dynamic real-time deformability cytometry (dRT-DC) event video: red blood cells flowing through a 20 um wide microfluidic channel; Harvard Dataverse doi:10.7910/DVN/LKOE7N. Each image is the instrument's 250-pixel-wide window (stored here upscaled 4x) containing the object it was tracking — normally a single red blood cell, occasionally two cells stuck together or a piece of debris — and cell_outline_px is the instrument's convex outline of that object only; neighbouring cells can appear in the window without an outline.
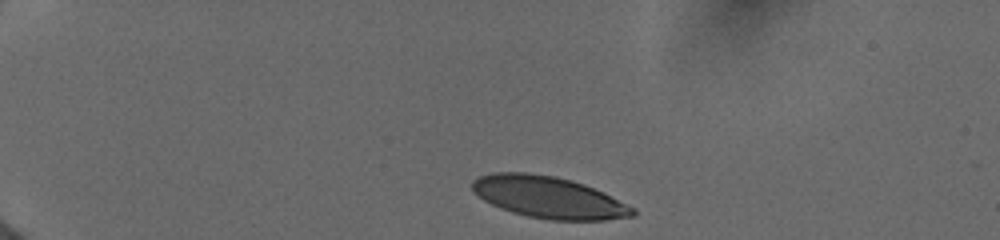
{"species": "human", "species_latin": "Homo sapiens", "temperature_condition": "cold", "stored_images_in_passage": 5, "camera_frame_rate_fps": 3000, "um_per_image_px": 0.085, "donor": {"sex": "female"}, "frame": {"image": 1, "passage_image": 1, "time_ms": 0.0, "image_size_px": [1000, 240], "cell_outline_px": [[636, 216], [604, 220], [552, 220], [528, 216], [512, 212], [500, 208], [484, 200], [472, 192], [472, 180], [480, 176], [492, 172], [528, 172], [556, 176], [572, 180], [584, 184], [604, 192], [636, 208]], "centroid_in_image_um": [46.65, 16.76], "position_along_channel_um": 38.4, "area_um2": 39.3}}
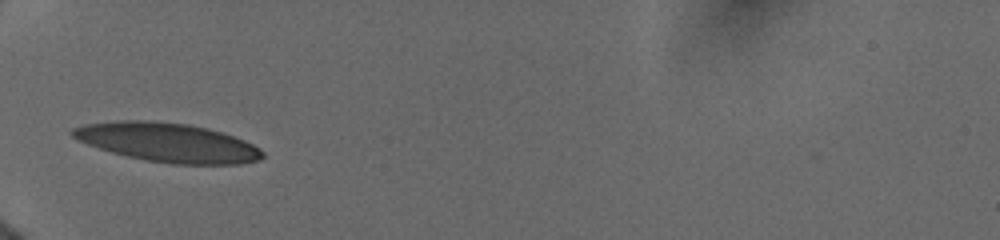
{"frame": {"image": 2, "passage_image": 4, "time_ms": 2.667, "image_size_px": [1000, 240], "cell_outline_px": [[264, 156], [260, 160], [240, 164], [172, 164], [144, 160], [112, 152], [88, 144], [72, 136], [68, 132], [72, 128], [84, 124], [116, 120], [148, 120], [188, 124], [208, 128], [244, 140], [260, 148], [264, 152]], "centroid_in_image_um": [14.25, 12.1], "position_along_channel_um": 70.8, "area_um2": 43.18}}